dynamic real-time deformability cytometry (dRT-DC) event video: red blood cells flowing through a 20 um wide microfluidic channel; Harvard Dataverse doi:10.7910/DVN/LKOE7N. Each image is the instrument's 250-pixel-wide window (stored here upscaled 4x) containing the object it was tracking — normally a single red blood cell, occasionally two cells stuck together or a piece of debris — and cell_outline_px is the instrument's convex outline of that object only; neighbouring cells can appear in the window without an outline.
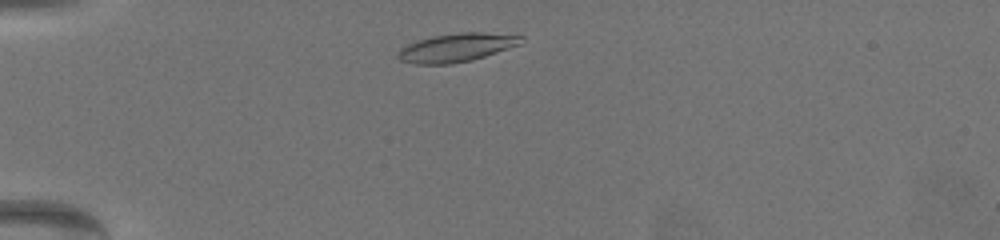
{"species": "common noctule bat (a hibernating species)", "species_latin": "Nyctalus noctula", "temperature_condition": "warm", "stored_images_in_passage": 42, "camera_frame_rate_fps": 3000, "um_per_image_px": 0.085, "animal": {"sex": "female", "body_mass_g": 19.5, "forearm_length_mm": 54.1}, "frame": {"image": 1, "passage_image": 4, "time_ms": 1.0, "image_size_px": [1000, 240], "cell_outline_px": [[524, 36], [520, 44], [472, 60], [452, 64], [416, 64], [400, 60], [396, 56], [400, 48], [408, 44], [432, 36], [460, 32], [484, 32]], "centroid_in_image_um": [38.78, 4.04], "position_along_channel_um": 46.2, "area_um2": 20.29}}
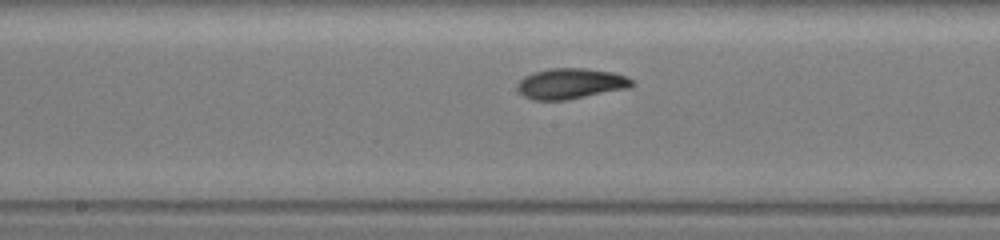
{"frame": {"image": 2, "passage_image": 21, "time_ms": 6.667, "image_size_px": [1000, 240], "cell_outline_px": [[636, 84], [628, 88], [568, 100], [532, 100], [524, 96], [516, 88], [520, 80], [524, 76], [548, 68], [584, 68], [612, 72], [624, 76], [632, 80]], "centroid_in_image_um": [48.5, 7.11], "position_along_channel_um": 199.7, "area_um2": 20.4}}
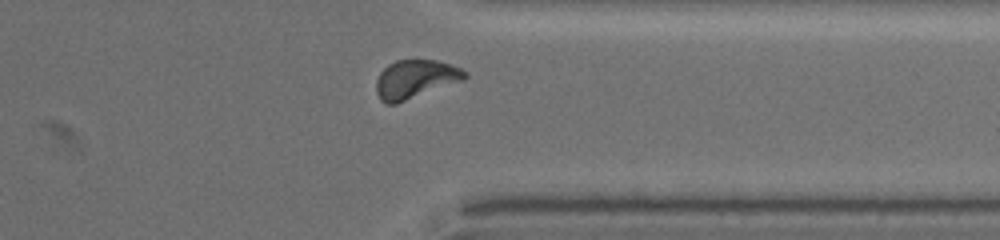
{"frame": {"image": 3, "passage_image": 37, "time_ms": 12.0, "image_size_px": [1000, 240], "cell_outline_px": [[468, 76], [464, 80], [396, 104], [384, 104], [380, 100], [376, 92], [376, 80], [380, 72], [388, 64], [396, 60], [436, 60], [452, 64], [468, 72]], "centroid_in_image_um": [35.3, 6.73], "position_along_channel_um": 376.1, "area_um2": 20.11}, "authors_computed_cell_mechanics": {"area_um2": 19.5653, "velocity_mm_per_s": 3.3244, "shape_relaxation_time_tau1_ms": 5.0183, "shape_relaxation_time_tau2_ms": 1.9737, "deformation_change_tau1": 0.1405, "deformation_change_tau2": 0.0677}}